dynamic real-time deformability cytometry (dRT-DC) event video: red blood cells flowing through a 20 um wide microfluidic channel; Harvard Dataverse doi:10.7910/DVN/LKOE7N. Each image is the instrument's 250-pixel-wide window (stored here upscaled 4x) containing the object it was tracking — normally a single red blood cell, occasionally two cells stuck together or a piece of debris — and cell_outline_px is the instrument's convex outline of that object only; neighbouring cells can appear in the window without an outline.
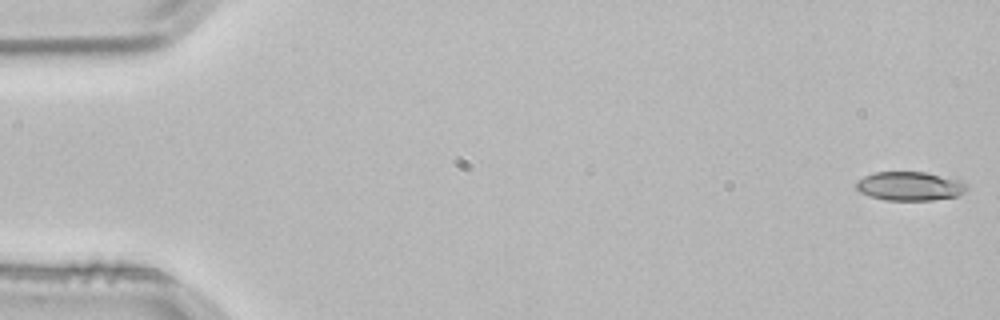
{"species": "common noctule bat (a hibernating species)", "species_latin": "Nyctalus noctula", "temperature_condition": "room temperature", "stored_images_in_passage": 5, "camera_frame_rate_fps": 3000, "um_per_image_px": 0.085, "animal": {"sex": "male", "body_mass_g": 21.5, "forearm_length_mm": 52.0}, "frame": {"image": 1, "passage_image": 1, "time_ms": 0.0, "image_size_px": [1000, 320], "cell_outline_px": [[968, 188], [964, 192], [956, 196], [932, 200], [884, 200], [860, 192], [856, 188], [856, 180], [864, 176], [876, 172], [924, 172], [960, 180], [968, 184]], "centroid_in_image_um": [77.33, 15.82], "position_along_channel_um": 7.7, "area_um2": 18.55}}